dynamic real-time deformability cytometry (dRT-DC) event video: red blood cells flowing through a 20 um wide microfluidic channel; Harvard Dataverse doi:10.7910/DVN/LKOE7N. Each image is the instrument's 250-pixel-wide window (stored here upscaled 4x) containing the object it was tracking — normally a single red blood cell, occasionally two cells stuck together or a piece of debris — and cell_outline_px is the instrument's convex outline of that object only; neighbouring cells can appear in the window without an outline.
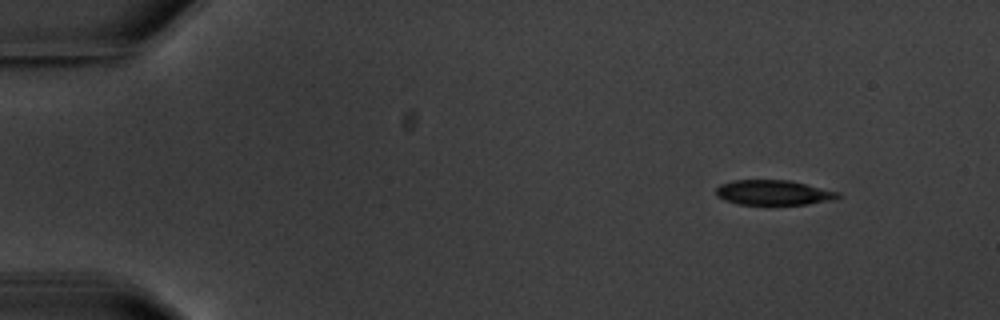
{"species": "common noctule bat (a hibernating species)", "species_latin": "Nyctalus noctula", "temperature_condition": "warm", "stored_images_in_passage": 3, "camera_frame_rate_fps": 3000, "um_per_image_px": 0.085, "animal": {"sex": "male", "body_mass_g": 20.1, "forearm_length_mm": 53.5}, "frame": {"image": 1, "passage_image": 1, "time_ms": 0.0, "image_size_px": [1000, 320], "cell_outline_px": [[840, 196], [836, 200], [808, 204], [740, 204], [724, 200], [716, 196], [716, 188], [720, 184], [732, 180], [788, 180], [840, 192]], "centroid_in_image_um": [65.75, 16.37], "position_along_channel_um": 19.3, "area_um2": 17.74}}